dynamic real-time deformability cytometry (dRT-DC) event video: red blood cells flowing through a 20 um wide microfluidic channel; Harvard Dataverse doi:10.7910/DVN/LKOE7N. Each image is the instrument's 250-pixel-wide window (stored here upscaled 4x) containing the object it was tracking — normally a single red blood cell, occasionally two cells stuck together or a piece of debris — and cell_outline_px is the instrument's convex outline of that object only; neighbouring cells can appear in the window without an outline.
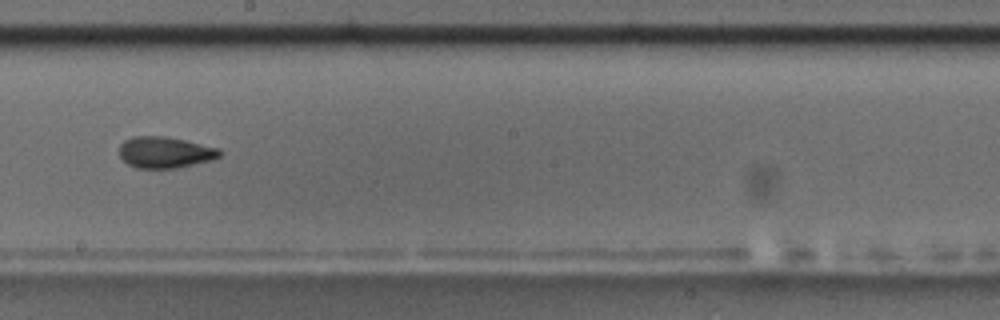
{"species": "common noctule bat (a hibernating species)", "species_latin": "Nyctalus noctula", "temperature_condition": "room temperature", "stored_images_in_passage": 13, "camera_frame_rate_fps": 3000, "um_per_image_px": 0.085, "animal": {"sex": "male", "body_mass_g": 17.5, "forearm_length_mm": 52.3}, "frame": {"image": 1, "passage_image": 6, "time_ms": 5.667, "image_size_px": [1000, 320], "cell_outline_px": [[220, 156], [212, 160], [176, 168], [136, 168], [128, 164], [120, 156], [120, 144], [124, 140], [132, 136], [164, 136], [184, 140], [220, 148]], "centroid_in_image_um": [14.02, 12.94], "position_along_channel_um": 234.2, "area_um2": 18.26}, "authors_computed_cell_mechanics": {"area_um2": 18.2648, "velocity_mm_per_s": 3.5439, "shape_relaxation_time_tau1_ms": 3.255, "shape_relaxation_time_tau2_ms": 2.6306, "deformation_change_tau1": 0.1338, "deformation_change_tau2": 0.0931}}